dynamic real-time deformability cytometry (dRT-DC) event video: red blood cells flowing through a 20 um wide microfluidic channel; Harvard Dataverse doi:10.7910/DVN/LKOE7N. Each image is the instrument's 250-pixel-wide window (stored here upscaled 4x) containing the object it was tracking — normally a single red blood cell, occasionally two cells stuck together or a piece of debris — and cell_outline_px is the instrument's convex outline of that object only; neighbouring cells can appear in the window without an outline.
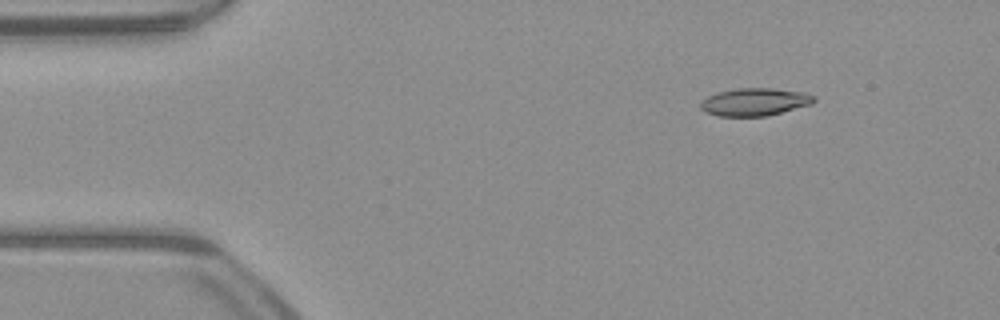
{"species": "common noctule bat (a hibernating species)", "species_latin": "Nyctalus noctula", "temperature_condition": "warm", "stored_images_in_passage": 47, "camera_frame_rate_fps": 3000, "um_per_image_px": 0.085, "animal": {"sex": "male", "body_mass_g": 23.1, "forearm_length_mm": 52.7}, "frame": {"image": 1, "passage_image": 2, "time_ms": 0.333, "image_size_px": [1000, 320], "cell_outline_px": [[816, 100], [812, 104], [768, 116], [720, 116], [704, 112], [700, 108], [700, 104], [708, 96], [720, 92], [736, 88], [772, 88], [804, 92], [816, 96]], "centroid_in_image_um": [64.19, 8.66], "position_along_channel_um": 20.8, "area_um2": 18.32}}
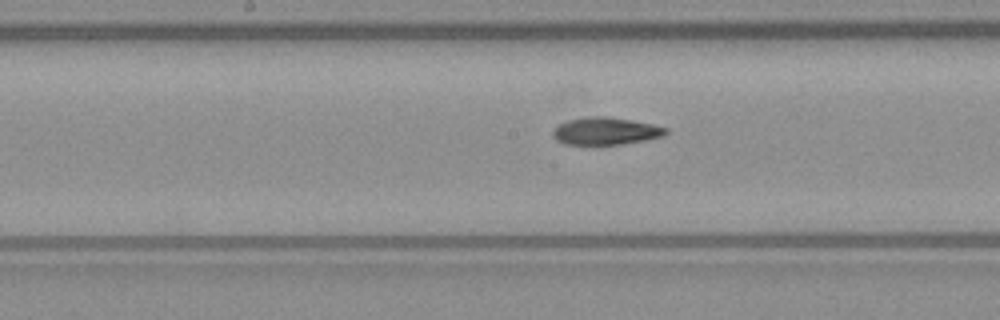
{"frame": {"image": 2, "passage_image": 21, "time_ms": 6.667, "image_size_px": [1000, 320], "cell_outline_px": [[668, 132], [664, 136], [644, 140], [620, 144], [564, 144], [556, 140], [552, 136], [552, 132], [560, 124], [568, 120], [588, 116], [604, 116], [632, 120], [652, 124], [668, 128]], "centroid_in_image_um": [51.49, 11.14], "position_along_channel_um": 196.7, "area_um2": 17.92}}
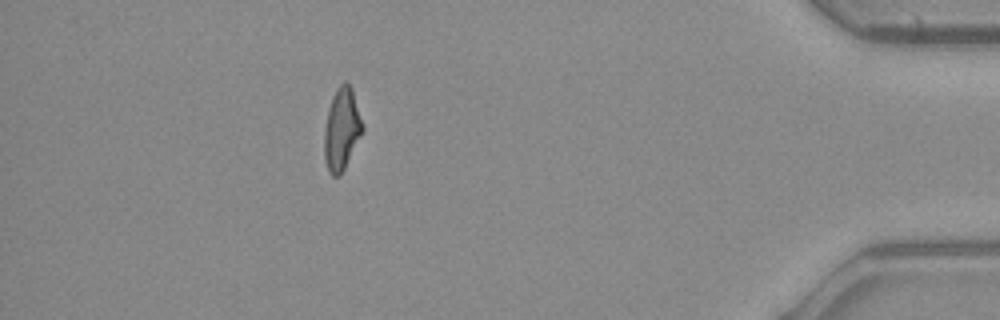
{"frame": {"image": 3, "passage_image": 41, "time_ms": 13.333, "image_size_px": [1000, 320], "cell_outline_px": [[364, 128], [340, 176], [332, 176], [328, 172], [324, 160], [324, 132], [328, 108], [332, 96], [336, 88], [344, 80], [352, 88], [364, 124]], "centroid_in_image_um": [29.03, 10.96], "position_along_channel_um": 406.2, "area_um2": 18.38}, "authors_computed_cell_mechanics": {"area_um2": 18.3226, "velocity_mm_per_s": 4.0107, "shape_relaxation_time_tau1_ms": 7.4094, "shape_relaxation_time_tau2_ms": 4.2178, "deformation_change_tau1": 0.2076, "deformation_change_tau2": 0.131}}